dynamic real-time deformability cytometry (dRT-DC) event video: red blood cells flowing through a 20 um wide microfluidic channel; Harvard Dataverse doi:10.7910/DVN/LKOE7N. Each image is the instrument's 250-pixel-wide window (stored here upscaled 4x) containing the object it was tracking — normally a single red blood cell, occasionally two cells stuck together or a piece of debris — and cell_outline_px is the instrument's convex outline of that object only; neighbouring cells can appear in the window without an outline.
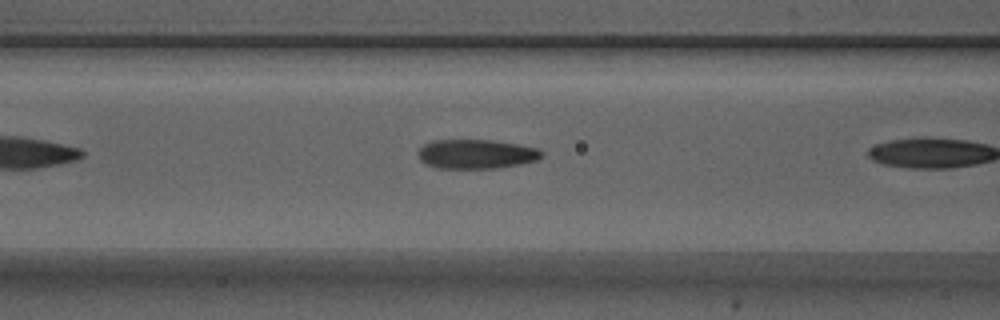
{"species": "Egyptian fruit bat (a non-hibernating species)", "species_latin": "Rousettus aegyptiacus", "temperature_condition": "warm", "stored_images_in_passage": 7, "camera_frame_rate_fps": 3000, "um_per_image_px": 0.085, "animal": {"sex": "male"}, "frame": {"image": 1, "passage_image": 5, "time_ms": 1.333, "image_size_px": [1000, 320], "cell_outline_px": [[544, 152], [536, 160], [496, 168], [436, 168], [424, 164], [420, 160], [416, 152], [424, 144], [432, 140], [492, 140], [516, 144], [536, 148]], "centroid_in_image_um": [40.39, 13.09], "position_along_channel_um": 126.2, "area_um2": 20.98}}